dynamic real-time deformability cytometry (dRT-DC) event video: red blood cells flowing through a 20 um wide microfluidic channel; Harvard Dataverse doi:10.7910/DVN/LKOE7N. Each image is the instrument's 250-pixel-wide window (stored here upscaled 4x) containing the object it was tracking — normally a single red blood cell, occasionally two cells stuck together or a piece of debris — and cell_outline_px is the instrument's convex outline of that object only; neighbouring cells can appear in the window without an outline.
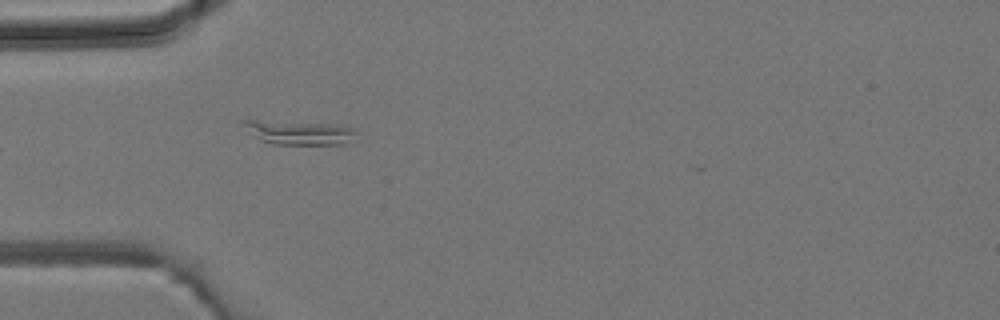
{"species": "common noctule bat (a hibernating species)", "species_latin": "Nyctalus noctula", "temperature_condition": "room temperature", "stored_images_in_passage": 4, "camera_frame_rate_fps": 3000, "um_per_image_px": 0.085, "animal": {"sex": "male", "body_mass_g": 19.2, "forearm_length_mm": 51.8}, "frame": {"image": 1, "passage_image": 3, "time_ms": 3.333, "image_size_px": [1000, 320], "cell_outline_px": [[356, 132], [344, 144], [272, 144], [260, 140], [240, 120], [256, 120], [332, 124], [352, 128]], "centroid_in_image_um": [25.41, 11.26], "position_along_channel_um": 59.6, "area_um2": 15.14}}